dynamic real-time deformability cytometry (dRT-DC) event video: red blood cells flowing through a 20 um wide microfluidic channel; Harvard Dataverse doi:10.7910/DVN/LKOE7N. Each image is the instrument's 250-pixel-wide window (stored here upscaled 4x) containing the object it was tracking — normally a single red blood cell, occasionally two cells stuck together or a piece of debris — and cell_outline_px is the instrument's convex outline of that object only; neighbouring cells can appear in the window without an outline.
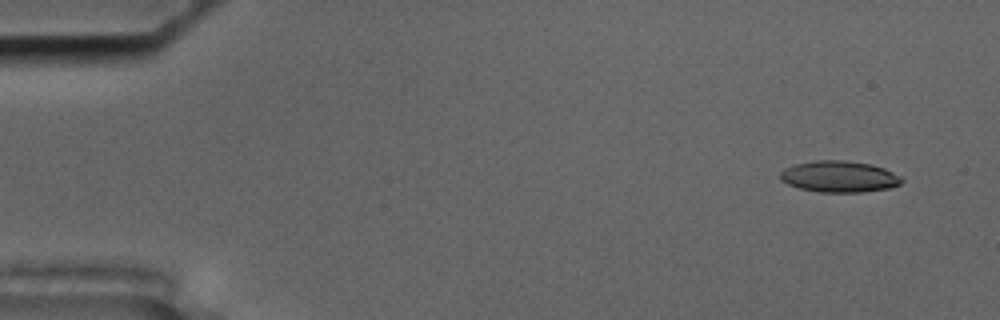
{"species": "common noctule bat (a hibernating species)", "species_latin": "Nyctalus noctula", "temperature_condition": "cold", "stored_images_in_passage": 57, "camera_frame_rate_fps": 3000, "um_per_image_px": 0.085, "animal": {"sex": "male", "body_mass_g": 17.5, "forearm_length_mm": 52.3}, "frame": {"image": 1, "passage_image": 4, "time_ms": 1.0, "image_size_px": [1000, 320], "cell_outline_px": [[904, 180], [900, 184], [892, 188], [864, 192], [820, 192], [800, 188], [788, 184], [780, 180], [780, 172], [784, 168], [796, 164], [816, 160], [844, 160], [872, 164], [884, 168], [900, 176]], "centroid_in_image_um": [71.35, 15.01], "position_along_channel_um": 13.6, "area_um2": 22.31}}
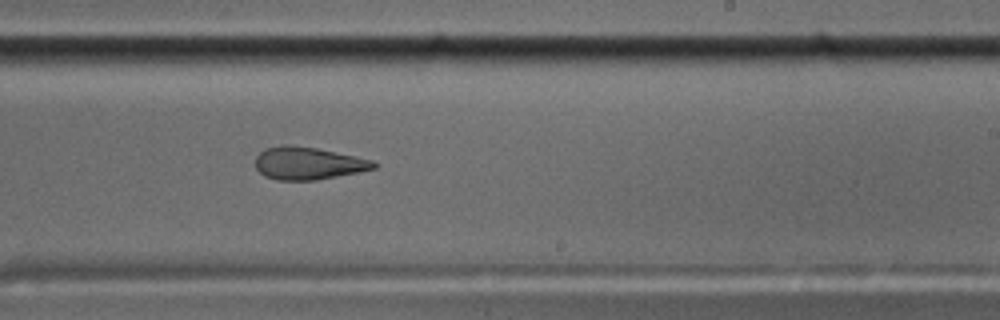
{"frame": {"image": 2, "passage_image": 35, "time_ms": 11.333, "image_size_px": [1000, 320], "cell_outline_px": [[376, 168], [316, 180], [276, 180], [264, 176], [256, 168], [256, 156], [264, 148], [280, 144], [288, 144], [316, 148], [372, 160], [376, 164]], "centroid_in_image_um": [26.12, 13.87], "position_along_channel_um": 262.9, "area_um2": 22.31}}
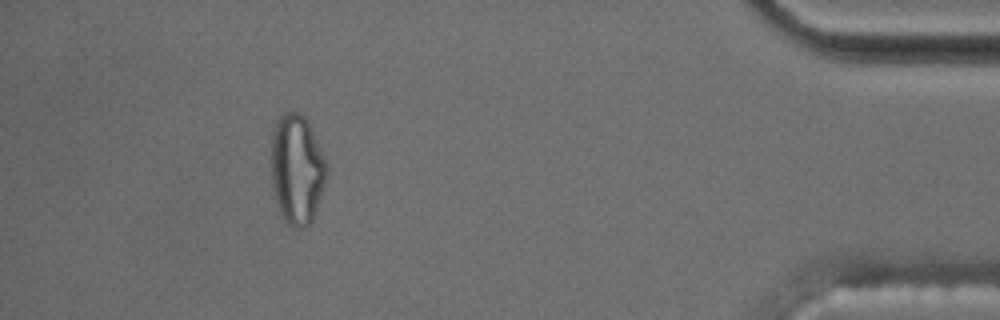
{"frame": {"image": 3, "passage_image": 52, "time_ms": 17.0, "image_size_px": [1000, 320], "cell_outline_px": [[328, 172], [316, 212], [312, 220], [308, 224], [300, 228], [292, 228], [284, 220], [280, 212], [272, 188], [272, 124], [284, 112], [300, 112], [304, 116], [328, 164]], "centroid_in_image_um": [25.23, 14.39], "position_along_channel_um": 410.0, "area_um2": 35.55}, "authors_computed_cell_mechanics": {"area_um2": 23.12, "velocity_mm_per_s": 3.5474, "shape_relaxation_time_tau1_ms": null, "shape_relaxation_time_tau2_ms": 2.8994, "deformation_change_tau1": null, "deformation_change_tau2": 0.1036}}